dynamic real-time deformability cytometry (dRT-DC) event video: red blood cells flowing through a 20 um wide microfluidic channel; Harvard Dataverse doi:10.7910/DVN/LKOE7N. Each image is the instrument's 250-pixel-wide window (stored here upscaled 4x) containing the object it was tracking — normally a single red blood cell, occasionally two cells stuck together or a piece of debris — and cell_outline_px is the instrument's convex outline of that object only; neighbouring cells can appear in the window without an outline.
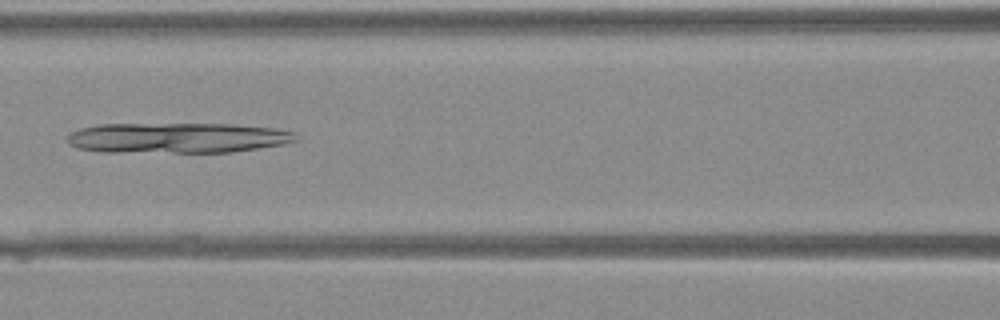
{"species": "Egyptian fruit bat (a non-hibernating species)", "species_latin": "Rousettus aegyptiacus", "temperature_condition": "warm", "stored_images_in_passage": 42, "camera_frame_rate_fps": 3000, "um_per_image_px": 0.085, "animal": {"sex": "female"}, "frame": {"image": 1, "passage_image": 20, "time_ms": 6.333, "image_size_px": [1000, 320], "cell_outline_px": [[300, 140], [280, 144], [232, 152], [104, 152], [76, 148], [68, 144], [68, 136], [72, 132], [80, 128], [100, 124], [232, 124], [272, 128], [296, 132]], "centroid_in_image_um": [15.06, 11.72], "position_along_channel_um": 151.5, "area_um2": 40.46}}
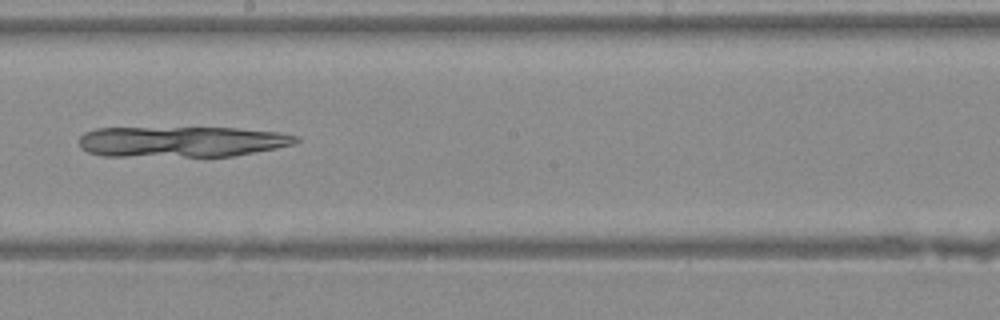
{"frame": {"image": 2, "passage_image": 25, "time_ms": 8.0, "image_size_px": [1000, 320], "cell_outline_px": [[300, 140], [296, 144], [276, 148], [232, 156], [100, 156], [88, 152], [80, 148], [80, 136], [84, 132], [96, 128], [236, 128], [280, 132], [300, 136]], "centroid_in_image_um": [15.45, 12.04], "position_along_channel_um": 232.7, "area_um2": 39.02}}